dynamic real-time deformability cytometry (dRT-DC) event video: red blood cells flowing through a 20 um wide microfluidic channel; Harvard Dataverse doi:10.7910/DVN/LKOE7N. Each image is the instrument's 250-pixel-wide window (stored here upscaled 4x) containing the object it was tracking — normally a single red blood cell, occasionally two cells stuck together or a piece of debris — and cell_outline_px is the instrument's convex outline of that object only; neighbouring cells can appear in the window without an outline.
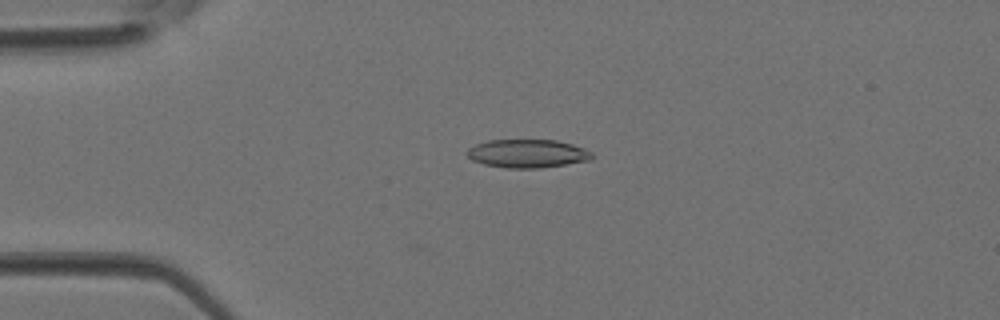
{"species": "Egyptian fruit bat (a non-hibernating species)", "species_latin": "Rousettus aegyptiacus", "temperature_condition": "room temperature", "stored_images_in_passage": 3, "camera_frame_rate_fps": 3000, "um_per_image_px": 0.085, "animal": {"sex": "female"}, "frame": {"image": 1, "passage_image": 2, "time_ms": 0.333, "image_size_px": [1000, 320], "cell_outline_px": [[592, 160], [540, 168], [508, 168], [484, 164], [472, 160], [468, 156], [468, 148], [476, 144], [488, 140], [556, 140], [572, 144], [584, 148], [592, 152]], "centroid_in_image_um": [44.85, 13.05], "position_along_channel_um": 40.1, "area_um2": 20.58}}